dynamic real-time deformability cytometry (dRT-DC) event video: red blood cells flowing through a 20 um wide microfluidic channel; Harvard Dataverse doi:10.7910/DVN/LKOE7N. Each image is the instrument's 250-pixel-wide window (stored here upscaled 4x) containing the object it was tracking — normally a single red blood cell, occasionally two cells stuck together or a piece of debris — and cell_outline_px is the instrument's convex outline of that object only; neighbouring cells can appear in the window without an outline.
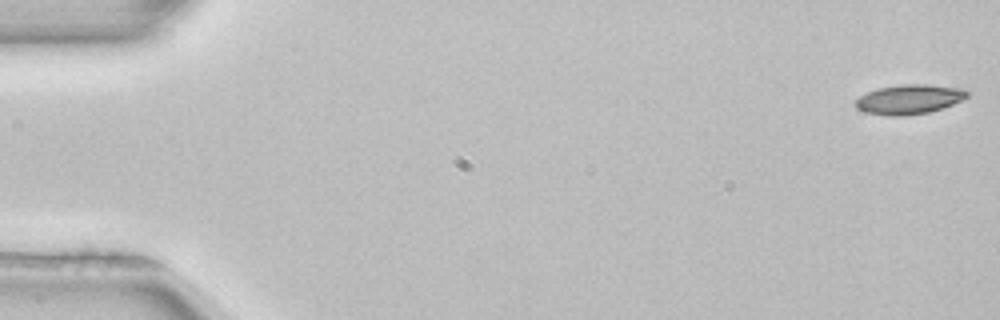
{"species": "common noctule bat (a hibernating species)", "species_latin": "Nyctalus noctula", "temperature_condition": "room temperature", "stored_images_in_passage": 52, "camera_frame_rate_fps": 3000, "um_per_image_px": 0.085, "animal": {"sex": "female", "body_mass_g": 22.7, "forearm_length_mm": 54.2}, "frame": {"image": 1, "passage_image": 1, "time_ms": 0.0, "image_size_px": [1000, 320], "cell_outline_px": [[968, 96], [952, 104], [928, 112], [904, 116], [888, 116], [868, 112], [856, 108], [856, 100], [860, 96], [876, 88], [900, 84], [928, 84], [964, 88], [968, 92]], "centroid_in_image_um": [77.28, 8.42], "position_along_channel_um": 7.7, "area_um2": 19.13}}
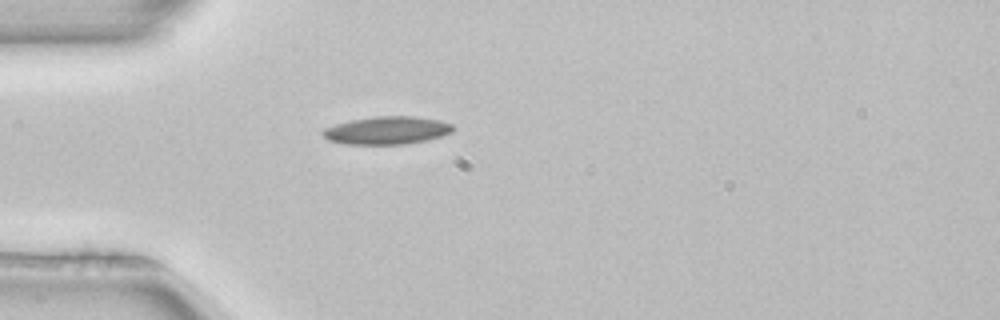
{"frame": {"image": 2, "passage_image": 15, "time_ms": 4.667, "image_size_px": [1000, 320], "cell_outline_px": [[452, 132], [440, 136], [424, 140], [404, 144], [348, 144], [328, 140], [320, 132], [324, 128], [336, 124], [352, 120], [376, 116], [416, 116], [440, 120], [452, 124]], "centroid_in_image_um": [32.87, 11.07], "position_along_channel_um": 52.1, "area_um2": 20.92}}
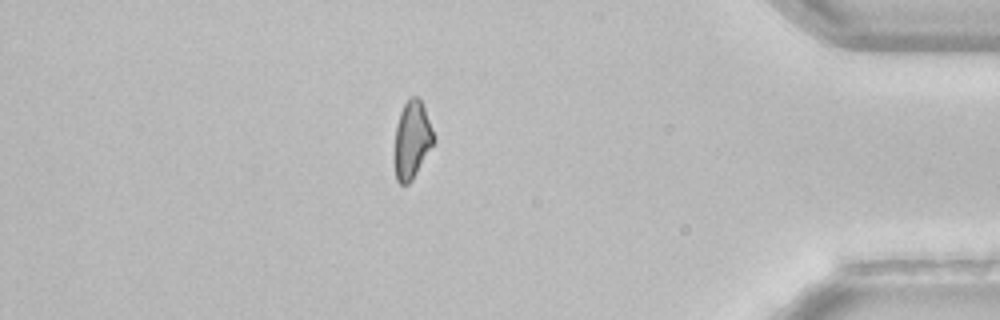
{"frame": {"image": 3, "passage_image": 45, "time_ms": 14.667, "image_size_px": [1000, 320], "cell_outline_px": [[436, 140], [412, 180], [408, 184], [400, 184], [396, 180], [392, 160], [392, 156], [396, 124], [400, 112], [404, 104], [412, 96], [416, 96], [420, 100], [424, 108], [436, 136]], "centroid_in_image_um": [34.98, 11.94], "position_along_channel_um": 400.2, "area_um2": 18.26}, "authors_computed_cell_mechanics": {"area_um2": 19.074, "velocity_mm_per_s": 3.9742, "shape_relaxation_time_tau1_ms": 5.7599, "shape_relaxation_time_tau2_ms": null, "deformation_change_tau1": 0.1514, "deformation_change_tau2": null}}